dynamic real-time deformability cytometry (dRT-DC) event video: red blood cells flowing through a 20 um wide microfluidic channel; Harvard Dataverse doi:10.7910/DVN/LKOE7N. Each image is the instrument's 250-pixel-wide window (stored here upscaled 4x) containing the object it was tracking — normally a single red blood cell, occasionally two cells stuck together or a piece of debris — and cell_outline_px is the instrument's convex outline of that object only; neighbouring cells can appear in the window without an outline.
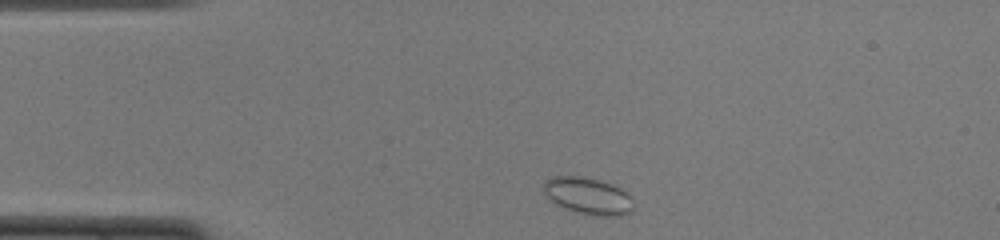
{"species": "common noctule bat (a hibernating species)", "species_latin": "Nyctalus noctula", "temperature_condition": "cold", "stored_images_in_passage": 42, "camera_frame_rate_fps": 3000, "um_per_image_px": 0.085, "animal": {"sex": "female", "body_mass_g": 22.0, "forearm_length_mm": 56.7}, "frame": {"image": 1, "passage_image": 2, "time_ms": 0.333, "image_size_px": [1000, 240], "cell_outline_px": [[632, 212], [620, 216], [596, 216], [576, 212], [556, 204], [544, 196], [544, 180], [552, 176], [584, 176], [600, 180], [612, 184], [620, 188], [632, 200]], "centroid_in_image_um": [49.95, 16.65], "position_along_channel_um": 35.1, "area_um2": 19.42}}
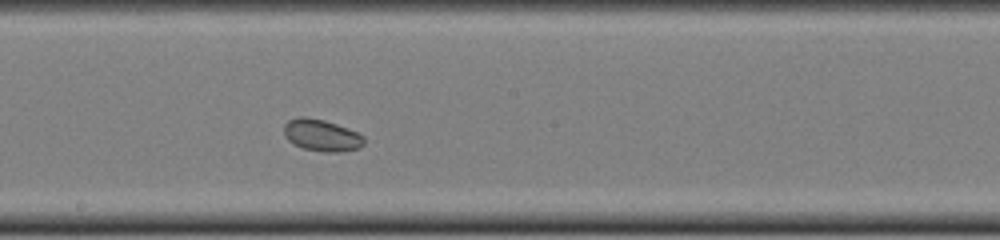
{"frame": {"image": 2, "passage_image": 19, "time_ms": 6.0, "image_size_px": [1000, 240], "cell_outline_px": [[364, 144], [360, 148], [340, 152], [324, 152], [304, 148], [288, 140], [284, 136], [284, 124], [288, 120], [300, 116], [304, 116], [324, 120], [360, 132], [364, 136]], "centroid_in_image_um": [27.37, 11.49], "position_along_channel_um": 220.8, "area_um2": 14.97}}
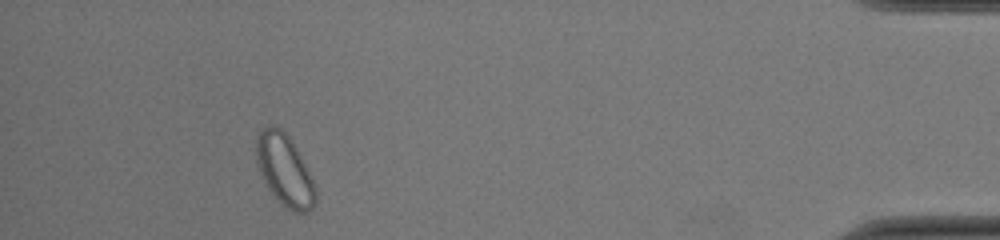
{"frame": {"image": 3, "passage_image": 38, "time_ms": 12.333, "image_size_px": [1000, 240], "cell_outline_px": [[316, 204], [308, 212], [296, 212], [280, 204], [268, 188], [260, 172], [256, 160], [256, 136], [268, 124], [272, 124], [280, 128], [292, 140], [316, 188]], "centroid_in_image_um": [24.18, 14.46], "position_along_channel_um": 411.0, "area_um2": 24.45}, "authors_computed_cell_mechanics": {"area_um2": 16.0684, "velocity_mm_per_s": 3.9326, "shape_relaxation_time_tau1_ms": null, "shape_relaxation_time_tau2_ms": 1.6104, "deformation_change_tau1": null, "deformation_change_tau2": 0.0273}}